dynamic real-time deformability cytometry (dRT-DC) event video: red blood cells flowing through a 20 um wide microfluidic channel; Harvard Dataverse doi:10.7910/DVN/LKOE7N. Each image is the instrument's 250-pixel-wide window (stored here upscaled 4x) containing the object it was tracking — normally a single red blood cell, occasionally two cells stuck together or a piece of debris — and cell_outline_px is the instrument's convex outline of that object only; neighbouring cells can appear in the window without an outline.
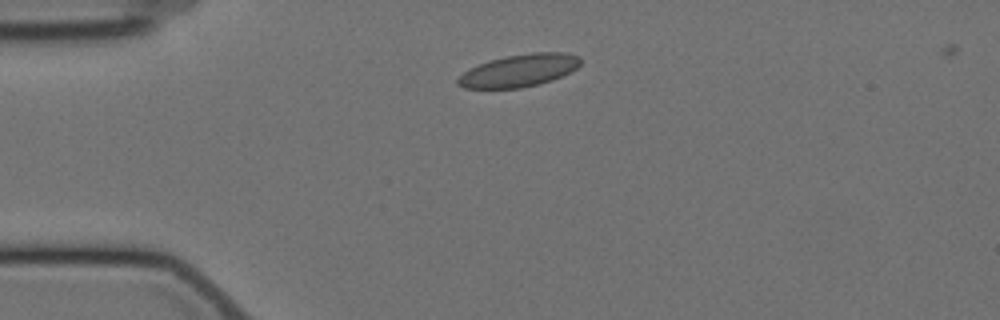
{"species": "Egyptian fruit bat (a non-hibernating species)", "species_latin": "Rousettus aegyptiacus", "temperature_condition": "cold", "stored_images_in_passage": 30, "camera_frame_rate_fps": 3000, "um_per_image_px": 0.085, "animal": {"sex": "female"}, "frame": {"image": 1, "passage_image": 1, "time_ms": 0.0, "image_size_px": [1000, 320], "cell_outline_px": [[580, 64], [576, 68], [552, 80], [540, 84], [520, 88], [464, 88], [456, 84], [456, 80], [468, 68], [488, 60], [504, 56], [532, 52], [564, 52], [580, 56]], "centroid_in_image_um": [44.09, 5.99], "position_along_channel_um": 40.9, "area_um2": 23.29}}
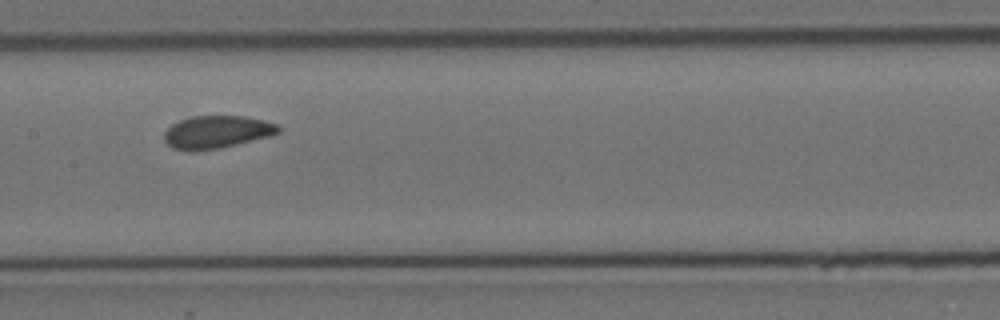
{"frame": {"image": 2, "passage_image": 16, "time_ms": 5.0, "image_size_px": [1000, 320], "cell_outline_px": [[280, 132], [268, 136], [220, 148], [196, 152], [188, 152], [172, 148], [164, 140], [164, 132], [172, 124], [180, 120], [192, 116], [240, 116], [264, 120], [276, 124], [280, 128]], "centroid_in_image_um": [18.37, 11.24], "position_along_channel_um": 189.0, "area_um2": 21.73}}
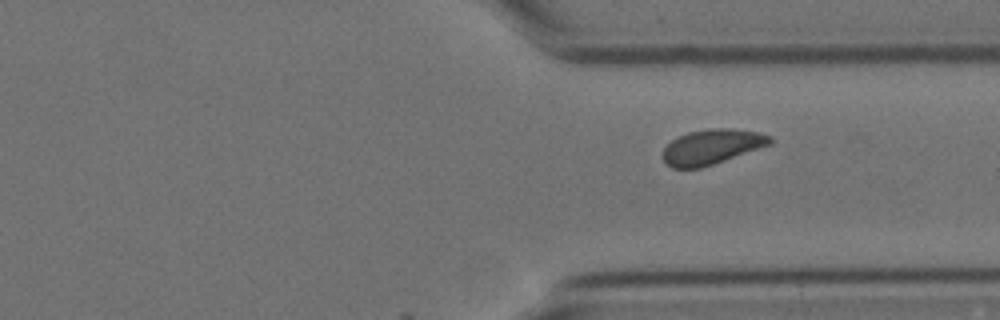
{"frame": {"image": 3, "passage_image": 30, "time_ms": 9.667, "image_size_px": [1000, 320], "cell_outline_px": [[772, 144], [700, 168], [672, 168], [664, 160], [664, 148], [672, 140], [688, 132], [712, 128], [728, 128], [756, 132], [772, 136]], "centroid_in_image_um": [60.52, 12.47], "position_along_channel_um": 350.9, "area_um2": 21.44}}